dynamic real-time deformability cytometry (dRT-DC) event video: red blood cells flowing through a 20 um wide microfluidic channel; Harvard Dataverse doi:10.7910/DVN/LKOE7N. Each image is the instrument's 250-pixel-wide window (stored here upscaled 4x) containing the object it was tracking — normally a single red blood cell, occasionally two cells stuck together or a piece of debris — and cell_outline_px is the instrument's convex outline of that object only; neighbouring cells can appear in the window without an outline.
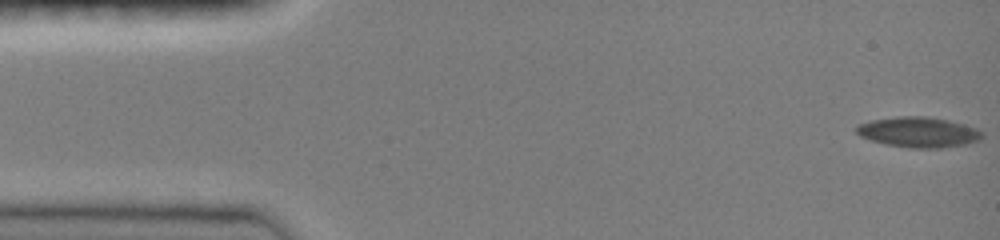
{"species": "common noctule bat (a hibernating species)", "species_latin": "Nyctalus noctula", "temperature_condition": "room temperature", "stored_images_in_passage": 48, "camera_frame_rate_fps": 3000, "um_per_image_px": 0.085, "animal": {"sex": "female", "body_mass_g": 19.0, "forearm_length_mm": 51.5}, "frame": {"image": 1, "passage_image": 1, "time_ms": 0.0, "image_size_px": [1000, 240], "cell_outline_px": [[984, 136], [980, 140], [964, 144], [940, 148], [908, 148], [888, 144], [872, 140], [860, 136], [856, 132], [856, 128], [860, 124], [872, 120], [896, 116], [928, 116], [948, 120], [964, 124], [976, 128], [984, 132]], "centroid_in_image_um": [78.11, 11.23], "position_along_channel_um": 6.9, "area_um2": 22.2}}
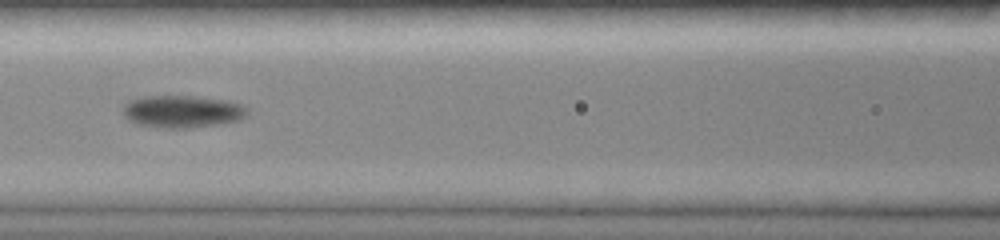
{"frame": {"image": 2, "passage_image": 21, "time_ms": 6.667, "image_size_px": [1000, 240], "cell_outline_px": [[248, 112], [240, 120], [192, 128], [164, 128], [136, 124], [128, 120], [120, 112], [124, 104], [128, 100], [144, 96], [192, 96], [228, 100], [240, 104], [248, 108]], "centroid_in_image_um": [15.44, 9.47], "position_along_channel_um": 151.2, "area_um2": 23.7}}
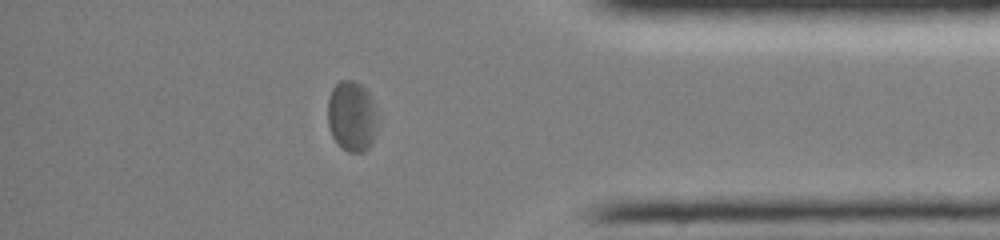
{"frame": {"image": 3, "passage_image": 41, "time_ms": 13.333, "image_size_px": [1000, 240], "cell_outline_px": [[376, 124], [372, 144], [364, 152], [348, 152], [332, 136], [328, 124], [328, 100], [332, 88], [340, 80], [352, 80], [360, 84], [372, 96], [376, 116]], "centroid_in_image_um": [29.9, 9.86], "position_along_channel_um": 405.3, "area_um2": 20.29}, "authors_computed_cell_mechanics": {"area_um2": 21.5594, "velocity_mm_per_s": 4.006, "shape_relaxation_time_tau1_ms": 5.8723, "shape_relaxation_time_tau2_ms": null, "deformation_change_tau1": 0.1583, "deformation_change_tau2": null}}